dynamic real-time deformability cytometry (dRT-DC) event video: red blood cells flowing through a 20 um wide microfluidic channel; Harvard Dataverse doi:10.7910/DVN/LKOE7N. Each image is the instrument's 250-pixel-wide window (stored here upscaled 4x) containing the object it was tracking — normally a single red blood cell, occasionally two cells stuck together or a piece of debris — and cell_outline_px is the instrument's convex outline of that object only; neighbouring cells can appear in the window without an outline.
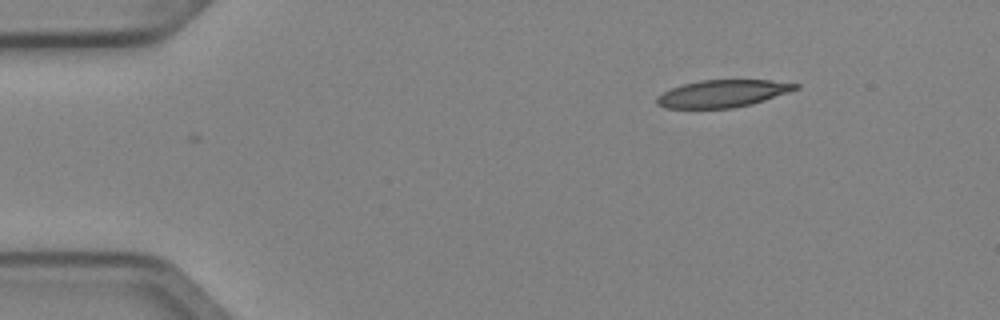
{"species": "Egyptian fruit bat (a non-hibernating species)", "species_latin": "Rousettus aegyptiacus", "temperature_condition": "cold", "stored_images_in_passage": 2, "camera_frame_rate_fps": 3000, "um_per_image_px": 0.085, "animal": {"sex": "female"}, "frame": {"image": 1, "passage_image": 2, "time_ms": 0.333, "image_size_px": [1000, 320], "cell_outline_px": [[800, 88], [752, 104], [732, 108], [664, 108], [656, 104], [656, 96], [680, 84], [700, 80], [772, 80], [800, 84]], "centroid_in_image_um": [61.4, 7.95], "position_along_channel_um": 23.6, "area_um2": 22.14}}